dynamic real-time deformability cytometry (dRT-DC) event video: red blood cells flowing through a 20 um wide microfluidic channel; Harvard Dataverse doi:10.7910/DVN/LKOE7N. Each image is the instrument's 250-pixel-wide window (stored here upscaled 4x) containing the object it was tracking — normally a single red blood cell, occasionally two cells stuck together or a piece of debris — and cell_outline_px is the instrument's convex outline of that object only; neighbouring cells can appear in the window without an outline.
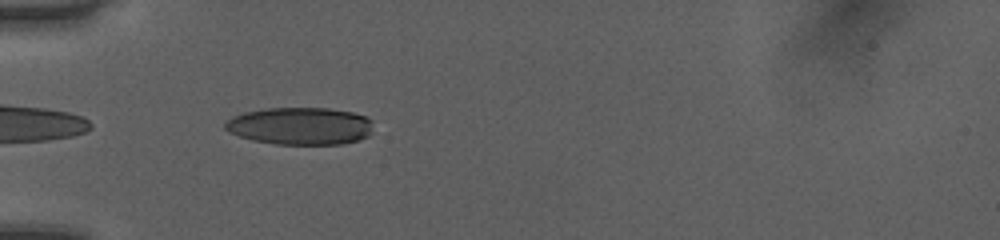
{"species": "human", "species_latin": "Homo sapiens", "temperature_condition": "room temperature", "stored_images_in_passage": 35, "camera_frame_rate_fps": 3000, "um_per_image_px": 0.085, "donor": {"sex": "female"}, "frame": {"image": 1, "passage_image": 1, "time_ms": 0.0, "image_size_px": [1000, 240], "cell_outline_px": [[372, 132], [368, 136], [356, 140], [340, 144], [276, 144], [252, 140], [228, 132], [224, 128], [224, 124], [232, 116], [244, 112], [268, 108], [328, 108], [352, 112], [364, 116], [372, 120]], "centroid_in_image_um": [25.51, 10.71], "position_along_channel_um": 59.5, "area_um2": 32.31}}
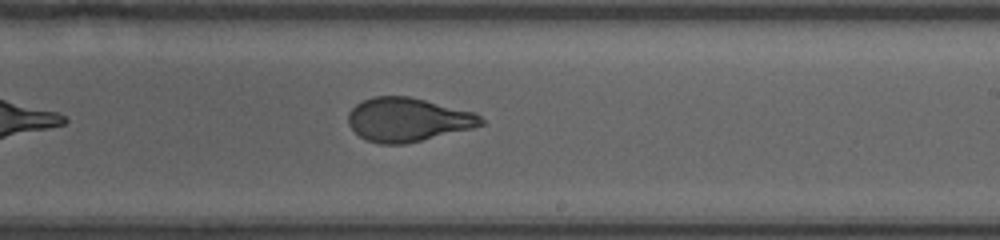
{"frame": {"image": 2, "passage_image": 16, "time_ms": 5.0, "image_size_px": [1000, 240], "cell_outline_px": [[484, 124], [472, 128], [404, 144], [380, 144], [368, 140], [360, 136], [348, 124], [348, 112], [356, 104], [372, 96], [408, 96], [476, 112], [484, 120]], "centroid_in_image_um": [34.66, 10.16], "position_along_channel_um": 254.3, "area_um2": 33.7}}
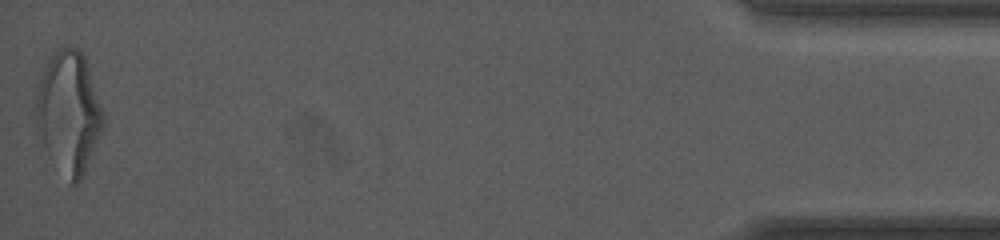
{"frame": {"image": 3, "passage_image": 35, "time_ms": 11.333, "image_size_px": [1000, 240], "cell_outline_px": [[104, 128], [84, 172], [80, 180], [76, 184], [72, 184], [48, 156], [36, 140], [36, 96], [40, 80], [44, 68], [56, 48], [76, 48], [84, 56], [88, 64], [104, 116]], "centroid_in_image_um": [5.82, 9.59], "position_along_channel_um": 429.4, "area_um2": 47.86}, "authors_computed_cell_mechanics": {"area_um2": 34.6222, "velocity_mm_per_s": 4.0825, "shape_relaxation_time_tau1_ms": 3.8508, "shape_relaxation_time_tau2_ms": 0.725, "deformation_change_tau1": 0.175, "deformation_change_tau2": 0.0549}}